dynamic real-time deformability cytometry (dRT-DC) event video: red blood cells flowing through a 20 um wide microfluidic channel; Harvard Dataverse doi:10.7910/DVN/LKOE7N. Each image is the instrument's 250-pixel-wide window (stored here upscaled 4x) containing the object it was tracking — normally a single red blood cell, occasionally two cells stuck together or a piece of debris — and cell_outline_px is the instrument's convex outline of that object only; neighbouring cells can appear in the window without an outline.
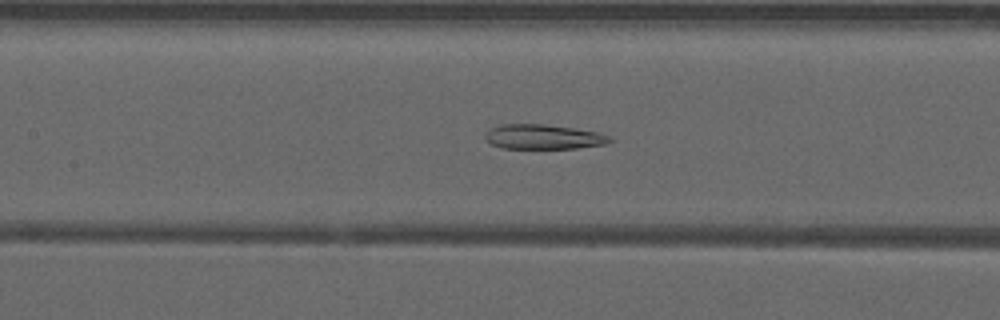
{"species": "common noctule bat (a hibernating species)", "species_latin": "Nyctalus noctula", "temperature_condition": "warm", "stored_images_in_passage": 53, "camera_frame_rate_fps": 3000, "um_per_image_px": 0.085, "animal": {"sex": "male", "forearm_length_mm": 52.5}, "frame": {"image": 1, "passage_image": 25, "time_ms": 8.0, "image_size_px": [1000, 320], "cell_outline_px": [[612, 140], [608, 144], [576, 148], [500, 148], [492, 144], [484, 136], [492, 128], [500, 124], [544, 124], [572, 128], [596, 132], [612, 136]], "centroid_in_image_um": [46.22, 11.63], "position_along_channel_um": 161.2, "area_um2": 17.8}}
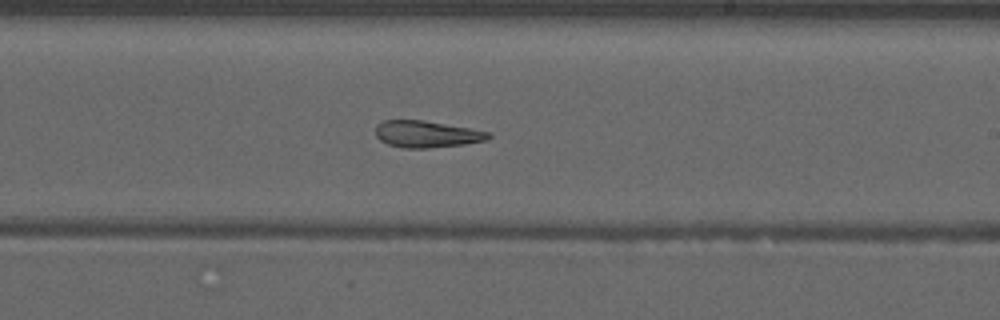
{"frame": {"image": 2, "passage_image": 32, "time_ms": 10.333, "image_size_px": [1000, 320], "cell_outline_px": [[492, 136], [488, 140], [464, 144], [428, 148], [404, 148], [388, 144], [380, 140], [376, 136], [376, 124], [384, 120], [424, 120], [492, 132]], "centroid_in_image_um": [36.29, 11.4], "position_along_channel_um": 252.7, "area_um2": 17.69}}
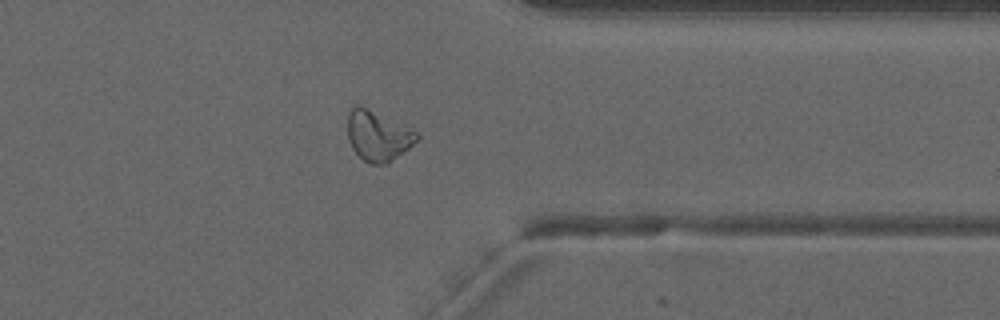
{"frame": {"image": 3, "passage_image": 42, "time_ms": 13.667, "image_size_px": [1000, 320], "cell_outline_px": [[420, 136], [408, 148], [392, 160], [384, 164], [372, 164], [364, 160], [352, 148], [348, 140], [348, 112], [356, 104], [360, 104], [416, 132]], "centroid_in_image_um": [32.07, 11.53], "position_along_channel_um": 379.3, "area_um2": 19.71}, "authors_computed_cell_mechanics": {"area_um2": 21.097, "velocity_mm_per_s": 3.9503, "shape_relaxation_time_tau1_ms": null, "shape_relaxation_time_tau2_ms": 4.1846, "deformation_change_tau1": null, "deformation_change_tau2": 0.1183}}